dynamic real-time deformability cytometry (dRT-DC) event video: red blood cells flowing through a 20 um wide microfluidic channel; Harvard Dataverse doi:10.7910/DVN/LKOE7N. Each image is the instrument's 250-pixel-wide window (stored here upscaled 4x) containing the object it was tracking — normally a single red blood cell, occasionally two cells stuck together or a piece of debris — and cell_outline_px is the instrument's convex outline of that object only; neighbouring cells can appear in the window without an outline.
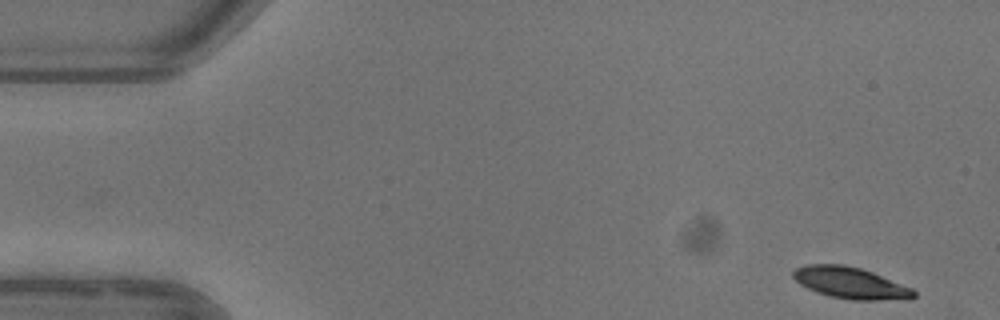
{"species": "common noctule bat (a hibernating species)", "species_latin": "Nyctalus noctula", "temperature_condition": "warm", "stored_images_in_passage": 5, "camera_frame_rate_fps": 3000, "um_per_image_px": 0.085, "animal": {"sex": "female"}, "frame": {"image": 1, "passage_image": 1, "time_ms": 0.0, "image_size_px": [1000, 320], "cell_outline_px": [[916, 296], [908, 300], [852, 300], [828, 296], [816, 292], [800, 284], [792, 276], [792, 272], [796, 268], [804, 264], [844, 264], [860, 268], [872, 272], [912, 288], [916, 292]], "centroid_in_image_um": [72.3, 24.05], "position_along_channel_um": 12.7, "area_um2": 22.31}}
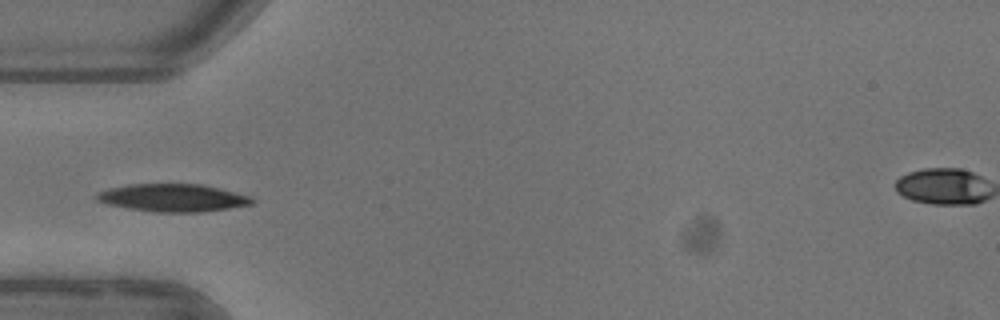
{"frame": {"image": 2, "passage_image": 4, "time_ms": 4.667, "image_size_px": [1000, 320], "cell_outline_px": [[256, 200], [252, 204], [228, 208], [200, 212], [152, 212], [128, 208], [108, 204], [96, 200], [96, 196], [100, 192], [108, 188], [128, 184], [200, 184], [252, 196]], "centroid_in_image_um": [14.7, 16.81], "position_along_channel_um": 70.3, "area_um2": 24.97}}